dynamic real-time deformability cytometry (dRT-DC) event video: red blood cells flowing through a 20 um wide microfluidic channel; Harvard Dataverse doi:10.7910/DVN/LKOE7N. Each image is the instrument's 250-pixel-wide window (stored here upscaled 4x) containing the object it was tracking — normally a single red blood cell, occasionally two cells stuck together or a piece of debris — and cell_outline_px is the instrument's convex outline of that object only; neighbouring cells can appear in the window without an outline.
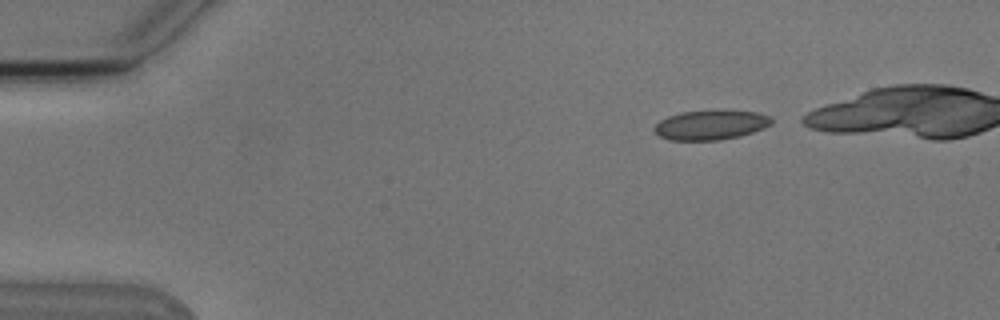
{"species": "Egyptian fruit bat (a non-hibernating species)", "species_latin": "Rousettus aegyptiacus", "temperature_condition": "cold", "stored_images_in_passage": 4, "camera_frame_rate_fps": 3000, "um_per_image_px": 0.085, "animal": {"sex": "male"}, "frame": {"image": 1, "passage_image": 1, "time_ms": 0.0, "image_size_px": [1000, 320], "cell_outline_px": [[772, 124], [764, 128], [740, 136], [720, 140], [668, 140], [660, 136], [652, 128], [660, 120], [668, 116], [680, 112], [756, 112], [772, 116]], "centroid_in_image_um": [60.4, 10.65], "position_along_channel_um": 24.6, "area_um2": 19.77}}